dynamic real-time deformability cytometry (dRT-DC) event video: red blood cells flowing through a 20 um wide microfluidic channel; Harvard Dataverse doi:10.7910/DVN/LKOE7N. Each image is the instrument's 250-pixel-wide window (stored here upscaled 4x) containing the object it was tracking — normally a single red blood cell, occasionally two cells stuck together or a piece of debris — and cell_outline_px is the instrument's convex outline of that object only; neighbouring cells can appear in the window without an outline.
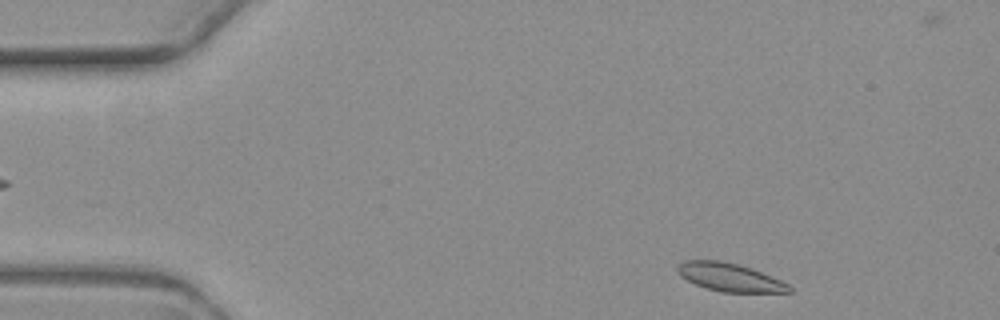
{"species": "common noctule bat (a hibernating species)", "species_latin": "Nyctalus noctula", "temperature_condition": "warm", "stored_images_in_passage": 3, "camera_frame_rate_fps": 3000, "um_per_image_px": 0.085, "animal": {"sex": "female", "body_mass_g": 19.3, "forearm_length_mm": 54.1}, "frame": {"image": 1, "passage_image": 3, "time_ms": 3.333, "image_size_px": [1000, 320], "cell_outline_px": [[792, 292], [720, 292], [696, 284], [680, 276], [676, 272], [676, 268], [684, 260], [720, 260], [752, 268], [780, 280], [788, 284], [792, 288]], "centroid_in_image_um": [62.01, 23.56], "position_along_channel_um": 23.0, "area_um2": 18.21}}